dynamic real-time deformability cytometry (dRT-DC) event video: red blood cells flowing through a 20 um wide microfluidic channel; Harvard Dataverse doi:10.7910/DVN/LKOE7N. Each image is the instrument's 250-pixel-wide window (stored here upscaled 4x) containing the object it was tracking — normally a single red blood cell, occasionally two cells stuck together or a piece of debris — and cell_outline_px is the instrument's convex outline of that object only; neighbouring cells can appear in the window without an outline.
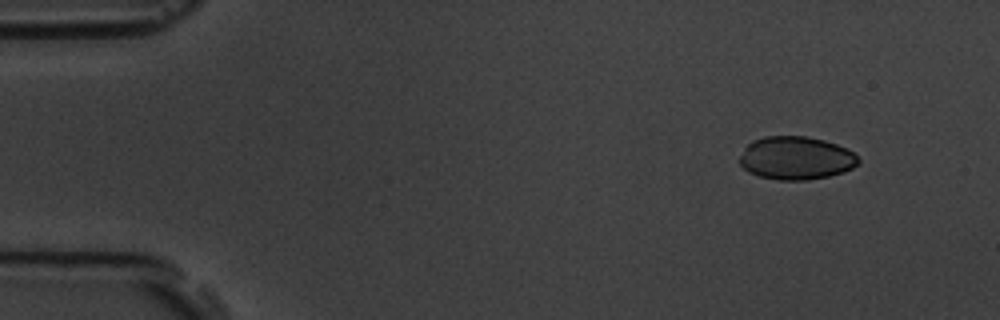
{"species": "common noctule bat (a hibernating species)", "species_latin": "Nyctalus noctula", "temperature_condition": "room temperature", "stored_images_in_passage": 15, "camera_frame_rate_fps": 3000, "um_per_image_px": 0.085, "animal": {"sex": "male", "body_mass_g": 19.5, "forearm_length_mm": 54.6}, "frame": {"image": 1, "passage_image": 2, "time_ms": 1.333, "image_size_px": [1000, 320], "cell_outline_px": [[860, 164], [844, 172], [828, 176], [808, 180], [776, 180], [760, 176], [748, 172], [736, 160], [744, 148], [752, 140], [764, 136], [808, 136], [824, 140], [836, 144], [852, 152], [860, 160]], "centroid_in_image_um": [67.62, 13.44], "position_along_channel_um": 17.4, "area_um2": 30.11}}
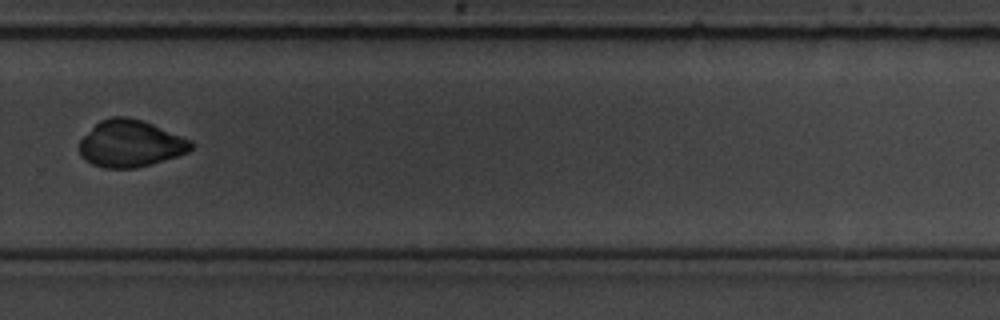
{"frame": {"image": 2, "passage_image": 11, "time_ms": 12.667, "image_size_px": [1000, 320], "cell_outline_px": [[196, 144], [188, 152], [176, 156], [136, 168], [104, 168], [92, 164], [84, 160], [80, 156], [80, 140], [100, 120], [112, 116], [128, 116], [144, 120], [192, 140]], "centroid_in_image_um": [11.1, 12.19], "position_along_channel_um": 318.7, "area_um2": 30.63}}
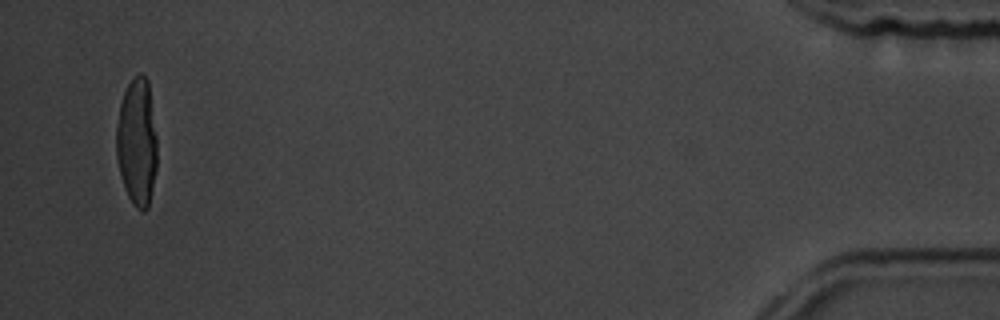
{"frame": {"image": 3, "passage_image": 15, "time_ms": 18.0, "image_size_px": [1000, 320], "cell_outline_px": [[156, 168], [148, 208], [144, 212], [140, 212], [132, 204], [124, 188], [116, 160], [116, 128], [120, 104], [124, 92], [132, 76], [140, 72], [148, 80], [156, 136]], "centroid_in_image_um": [11.62, 12.09], "position_along_channel_um": 423.6, "area_um2": 30.52}}